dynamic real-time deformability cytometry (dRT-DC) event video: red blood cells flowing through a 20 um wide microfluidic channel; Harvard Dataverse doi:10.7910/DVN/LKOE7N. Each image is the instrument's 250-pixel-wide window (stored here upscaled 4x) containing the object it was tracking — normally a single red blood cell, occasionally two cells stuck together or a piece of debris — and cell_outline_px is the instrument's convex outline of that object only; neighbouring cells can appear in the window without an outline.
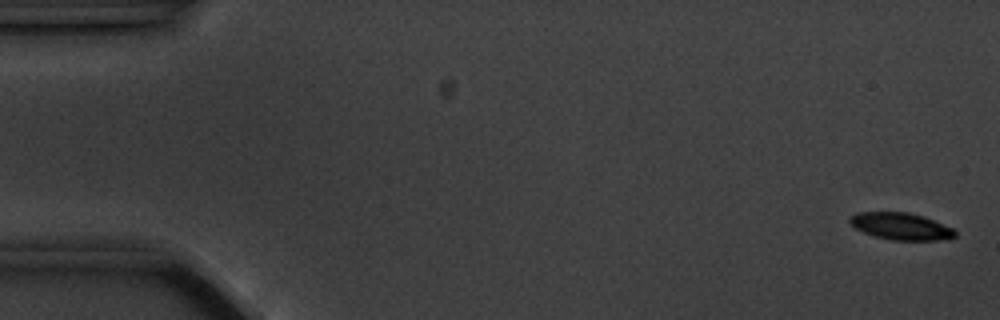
{"species": "common noctule bat (a hibernating species)", "species_latin": "Nyctalus noctula", "temperature_condition": "cold", "stored_images_in_passage": 6, "camera_frame_rate_fps": 3000, "um_per_image_px": 0.085, "animal": {"sex": "male", "body_mass_g": 20.1, "forearm_length_mm": 53.5}, "frame": {"image": 1, "passage_image": 1, "time_ms": 0.0, "image_size_px": [1000, 320], "cell_outline_px": [[956, 236], [936, 240], [892, 240], [876, 236], [864, 232], [856, 228], [848, 220], [856, 212], [908, 212], [924, 216], [952, 228], [956, 232]], "centroid_in_image_um": [76.57, 19.22], "position_along_channel_um": 8.4, "area_um2": 16.3}}